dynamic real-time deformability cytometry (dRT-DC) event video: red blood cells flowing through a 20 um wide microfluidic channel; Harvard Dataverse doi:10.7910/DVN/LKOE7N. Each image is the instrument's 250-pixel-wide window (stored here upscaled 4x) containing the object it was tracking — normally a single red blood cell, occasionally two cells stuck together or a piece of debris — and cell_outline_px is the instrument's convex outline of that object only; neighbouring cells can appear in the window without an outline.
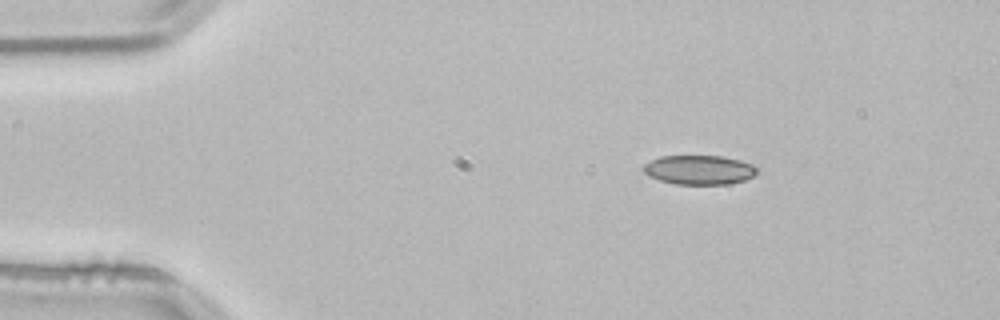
{"species": "common noctule bat (a hibernating species)", "species_latin": "Nyctalus noctula", "temperature_condition": "room temperature", "stored_images_in_passage": 8, "camera_frame_rate_fps": 3000, "um_per_image_px": 0.085, "animal": {"sex": "male", "body_mass_g": 21.5, "forearm_length_mm": 52.0}, "frame": {"image": 1, "passage_image": 1, "time_ms": 0.0, "image_size_px": [1000, 320], "cell_outline_px": [[756, 172], [752, 176], [744, 180], [728, 184], [676, 184], [660, 180], [648, 176], [640, 168], [644, 164], [660, 156], [724, 156], [740, 160], [752, 164], [756, 168]], "centroid_in_image_um": [59.39, 14.43], "position_along_channel_um": 25.6, "area_um2": 19.36}}